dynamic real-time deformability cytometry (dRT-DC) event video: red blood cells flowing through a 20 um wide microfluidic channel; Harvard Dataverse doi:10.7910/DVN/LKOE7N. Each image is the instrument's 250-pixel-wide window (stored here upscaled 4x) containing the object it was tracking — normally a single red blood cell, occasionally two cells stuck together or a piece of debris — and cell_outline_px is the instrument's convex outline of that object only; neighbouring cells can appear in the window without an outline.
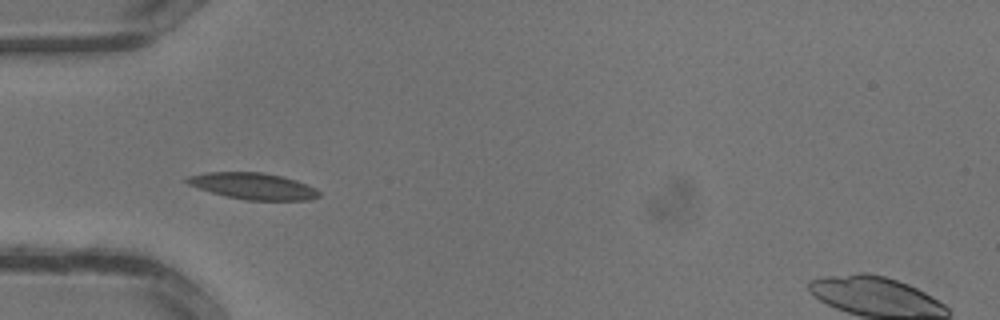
{"species": "common noctule bat (a hibernating species)", "species_latin": "Nyctalus noctula", "temperature_condition": "warm", "stored_images_in_passage": 24, "camera_frame_rate_fps": 3000, "um_per_image_px": 0.085, "animal": {"sex": "male", "body_mass_g": 13.3}, "frame": {"image": 1, "passage_image": 1, "time_ms": 0.0, "image_size_px": [1000, 320], "cell_outline_px": [[320, 196], [308, 200], [244, 200], [224, 196], [188, 184], [184, 180], [188, 176], [204, 172], [264, 172], [284, 176], [296, 180], [316, 188], [320, 192]], "centroid_in_image_um": [21.53, 15.81], "position_along_channel_um": 63.5, "area_um2": 20.46}}
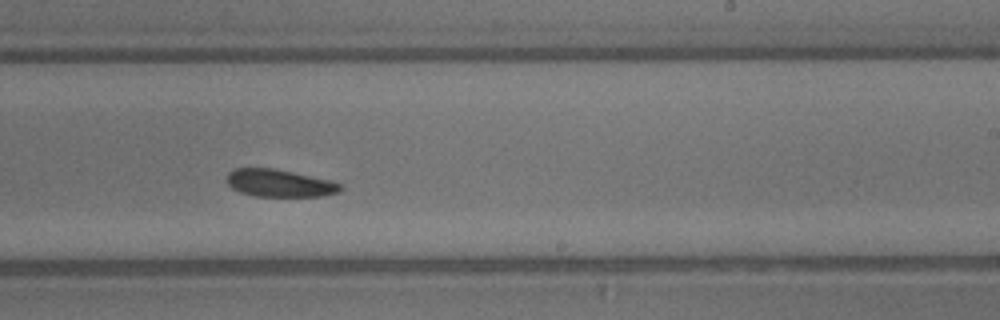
{"frame": {"image": 2, "passage_image": 11, "time_ms": 3.333, "image_size_px": [1000, 320], "cell_outline_px": [[344, 188], [340, 192], [324, 196], [252, 196], [240, 192], [232, 188], [228, 184], [228, 172], [236, 168], [272, 168], [292, 172], [328, 180], [340, 184]], "centroid_in_image_um": [23.76, 15.58], "position_along_channel_um": 265.2, "area_um2": 18.03}}
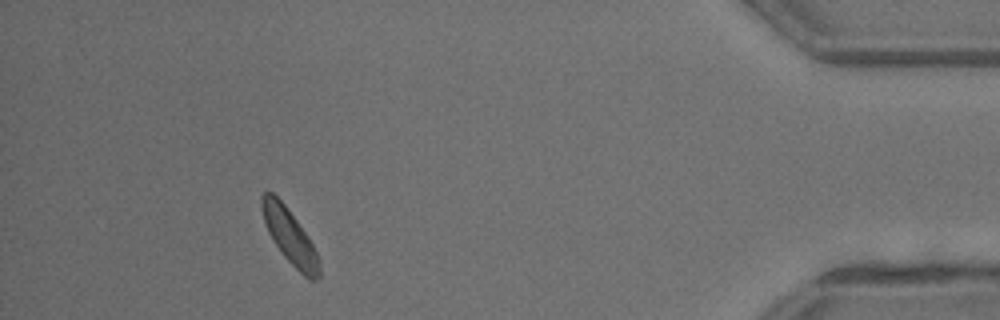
{"frame": {"image": 3, "passage_image": 21, "time_ms": 6.667, "image_size_px": [1000, 320], "cell_outline_px": [[320, 276], [316, 280], [308, 280], [284, 256], [268, 232], [264, 224], [260, 204], [260, 196], [264, 192], [272, 192], [284, 204], [296, 220], [312, 244], [320, 260]], "centroid_in_image_um": [24.61, 20.09], "position_along_channel_um": 410.6, "area_um2": 18.03}}